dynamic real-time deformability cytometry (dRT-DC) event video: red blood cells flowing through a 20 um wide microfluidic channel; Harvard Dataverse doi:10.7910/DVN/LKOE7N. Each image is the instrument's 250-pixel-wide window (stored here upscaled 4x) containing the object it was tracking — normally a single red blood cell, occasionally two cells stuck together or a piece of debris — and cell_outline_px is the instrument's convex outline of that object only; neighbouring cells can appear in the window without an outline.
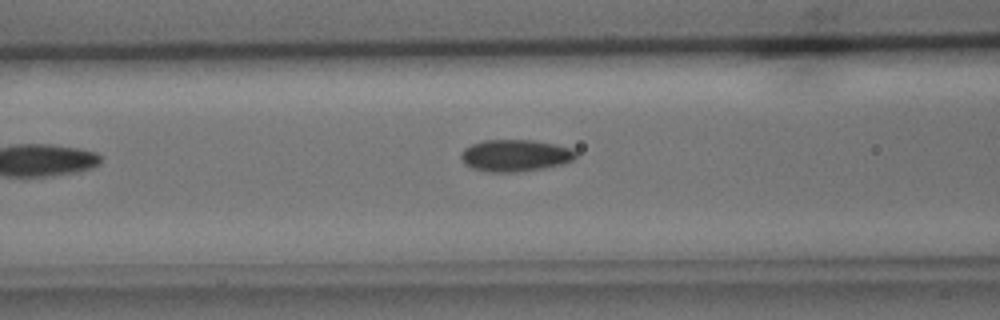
{"species": "common noctule bat (a hibernating species)", "species_latin": "Nyctalus noctula", "temperature_condition": "cold", "stored_images_in_passage": 7, "camera_frame_rate_fps": 3000, "um_per_image_px": 0.085, "animal": {"sex": "male", "body_mass_g": 15.6}, "frame": {"image": 1, "passage_image": 6, "time_ms": 6.0, "image_size_px": [1000, 320], "cell_outline_px": [[576, 156], [572, 160], [564, 164], [544, 168], [516, 172], [488, 172], [472, 168], [460, 156], [460, 152], [464, 148], [472, 144], [484, 140], [532, 140], [556, 144], [572, 148], [576, 152]], "centroid_in_image_um": [43.82, 13.21], "position_along_channel_um": 122.8, "area_um2": 21.33}}